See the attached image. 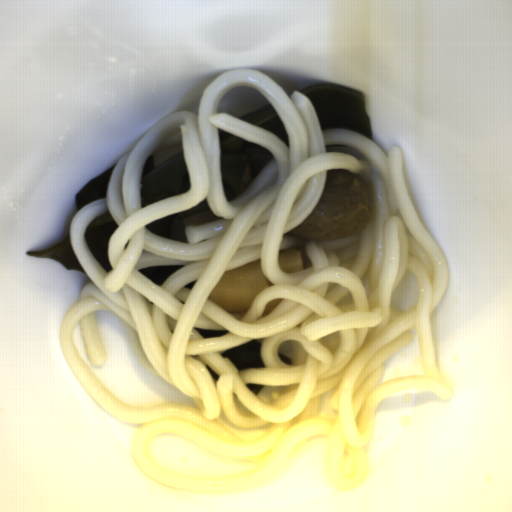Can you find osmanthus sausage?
I'll list each match as a JSON object with an SVG mask.
<instances>
[{
	"instance_id": "a09e9dec",
	"label": "osmanthus sausage",
	"mask_w": 512,
	"mask_h": 512,
	"mask_svg": "<svg viewBox=\"0 0 512 512\" xmlns=\"http://www.w3.org/2000/svg\"><path fill=\"white\" fill-rule=\"evenodd\" d=\"M278 265L284 273L293 274L303 270V256L296 246L278 251Z\"/></svg>"
},
{
	"instance_id": "d35146e8",
	"label": "osmanthus sausage",
	"mask_w": 512,
	"mask_h": 512,
	"mask_svg": "<svg viewBox=\"0 0 512 512\" xmlns=\"http://www.w3.org/2000/svg\"><path fill=\"white\" fill-rule=\"evenodd\" d=\"M271 285L260 258L223 272L208 299L229 313H247L256 298Z\"/></svg>"
}]
</instances>
